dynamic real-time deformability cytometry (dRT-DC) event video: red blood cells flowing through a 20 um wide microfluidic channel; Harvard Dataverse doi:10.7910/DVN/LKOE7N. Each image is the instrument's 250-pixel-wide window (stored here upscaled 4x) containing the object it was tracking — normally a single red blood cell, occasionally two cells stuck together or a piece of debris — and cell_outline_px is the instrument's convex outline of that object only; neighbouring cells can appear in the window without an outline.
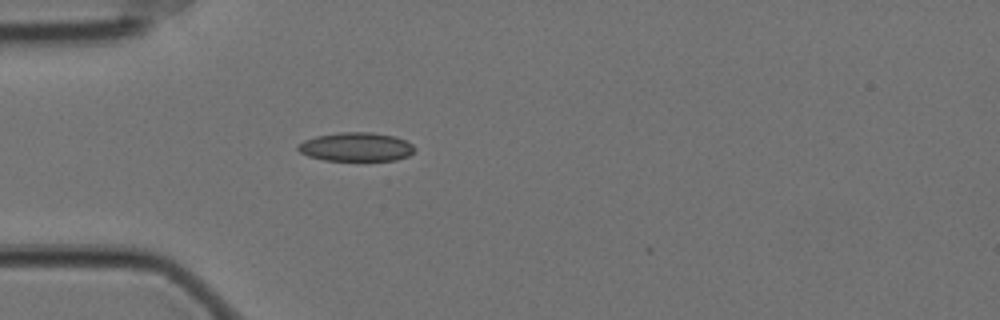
{"species": "Egyptian fruit bat (a non-hibernating species)", "species_latin": "Rousettus aegyptiacus", "temperature_condition": "cold", "stored_images_in_passage": 14, "camera_frame_rate_fps": 3000, "um_per_image_px": 0.085, "animal": {"sex": "female"}, "frame": {"image": 1, "passage_image": 7, "time_ms": 2.0, "image_size_px": [1000, 320], "cell_outline_px": [[416, 148], [408, 156], [396, 160], [324, 160], [308, 156], [300, 152], [296, 148], [296, 144], [304, 140], [316, 136], [340, 132], [372, 132], [396, 136], [412, 144]], "centroid_in_image_um": [30.25, 12.48], "position_along_channel_um": 54.7, "area_um2": 19.65}}
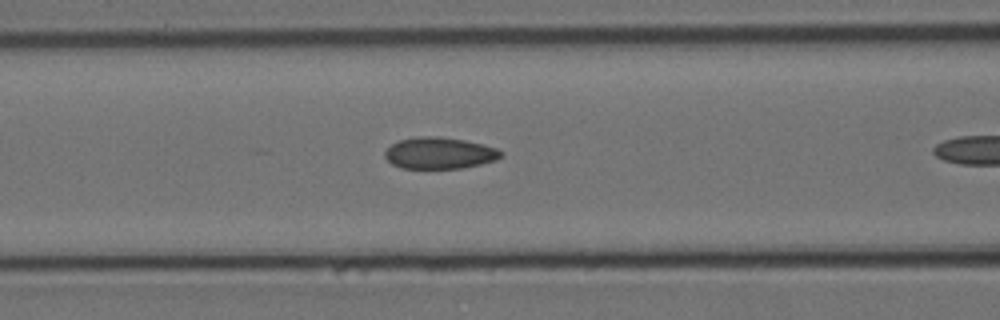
{"frame": {"image": 2, "passage_image": 10, "time_ms": 3.0, "image_size_px": [1000, 320], "cell_outline_px": [[504, 156], [496, 160], [480, 164], [460, 168], [400, 168], [392, 164], [384, 156], [384, 152], [392, 144], [400, 140], [420, 136], [440, 136], [464, 140], [496, 148], [504, 152]], "centroid_in_image_um": [37.36, 13.01], "position_along_channel_um": 129.2, "area_um2": 21.27}}